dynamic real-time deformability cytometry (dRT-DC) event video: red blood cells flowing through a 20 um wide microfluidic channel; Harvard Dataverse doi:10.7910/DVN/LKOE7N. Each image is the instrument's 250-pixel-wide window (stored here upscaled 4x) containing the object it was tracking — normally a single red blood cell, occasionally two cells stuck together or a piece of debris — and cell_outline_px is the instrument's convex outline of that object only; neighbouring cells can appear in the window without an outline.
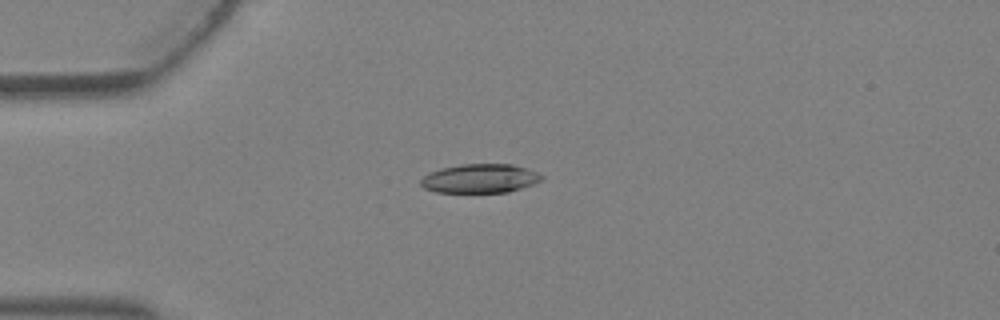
{"species": "Egyptian fruit bat (a non-hibernating species)", "species_latin": "Rousettus aegyptiacus", "temperature_condition": "warm", "stored_images_in_passage": 2, "camera_frame_rate_fps": 3000, "um_per_image_px": 0.085, "animal": {"sex": "female"}, "frame": {"image": 1, "passage_image": 2, "time_ms": 0.333, "image_size_px": [1000, 320], "cell_outline_px": [[544, 176], [540, 180], [532, 184], [508, 192], [436, 192], [424, 188], [420, 184], [420, 180], [428, 172], [440, 168], [460, 164], [512, 164], [536, 172]], "centroid_in_image_um": [40.74, 15.16], "position_along_channel_um": 44.3, "area_um2": 20.29}}